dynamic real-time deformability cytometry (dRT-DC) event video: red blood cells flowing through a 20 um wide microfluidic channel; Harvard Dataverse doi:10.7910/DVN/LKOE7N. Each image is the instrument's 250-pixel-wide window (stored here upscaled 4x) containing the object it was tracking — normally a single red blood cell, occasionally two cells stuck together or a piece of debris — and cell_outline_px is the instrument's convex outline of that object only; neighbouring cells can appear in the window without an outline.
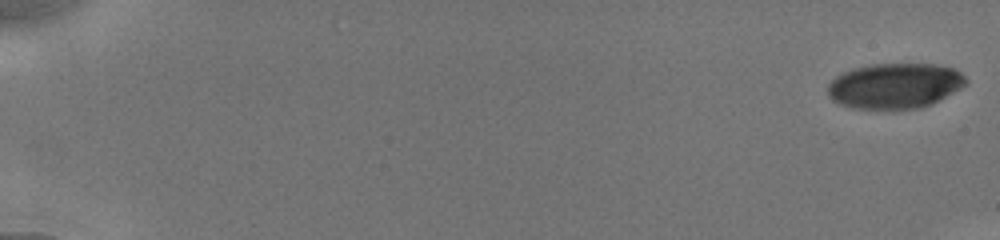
{"species": "human", "species_latin": "Homo sapiens", "temperature_condition": "cold", "stored_images_in_passage": 39, "camera_frame_rate_fps": 3000, "um_per_image_px": 0.085, "donor": {"sex": "male"}, "frame": {"image": 1, "passage_image": 1, "time_ms": 0.0, "image_size_px": [1000, 240], "cell_outline_px": [[968, 84], [940, 100], [932, 104], [920, 108], [896, 112], [852, 108], [840, 104], [832, 100], [828, 92], [828, 84], [836, 76], [852, 68], [872, 64], [936, 64], [952, 68], [960, 72], [968, 80]], "centroid_in_image_um": [76.07, 7.34], "position_along_channel_um": 8.9, "area_um2": 37.45}}
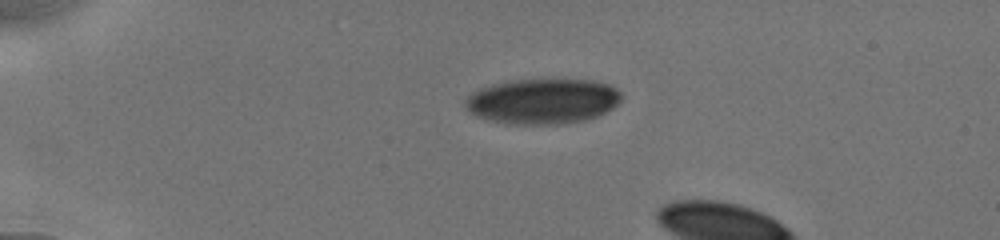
{"frame": {"image": 2, "passage_image": 27, "time_ms": 4.333, "image_size_px": [1000, 240], "cell_outline_px": [[620, 100], [612, 108], [596, 116], [584, 120], [560, 124], [504, 124], [488, 120], [476, 116], [468, 112], [464, 104], [464, 100], [472, 92], [480, 88], [492, 84], [512, 80], [588, 80], [608, 84], [616, 88], [620, 92]], "centroid_in_image_um": [46.06, 8.61], "position_along_channel_um": 38.9, "area_um2": 41.15}}